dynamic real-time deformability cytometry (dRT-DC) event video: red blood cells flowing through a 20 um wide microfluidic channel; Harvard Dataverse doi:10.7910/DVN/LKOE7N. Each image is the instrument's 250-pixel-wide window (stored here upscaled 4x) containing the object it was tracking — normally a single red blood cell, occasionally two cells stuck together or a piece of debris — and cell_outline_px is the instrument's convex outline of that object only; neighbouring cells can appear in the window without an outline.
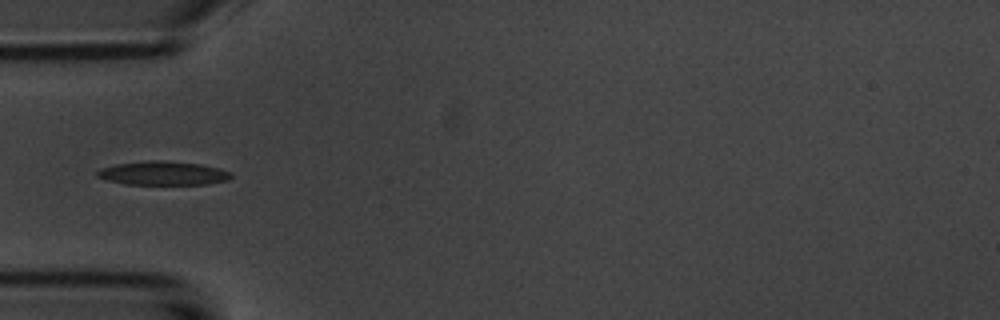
{"species": "common noctule bat (a hibernating species)", "species_latin": "Nyctalus noctula", "temperature_condition": "room temperature", "stored_images_in_passage": 6, "camera_frame_rate_fps": 3000, "um_per_image_px": 0.085, "animal": {"sex": "male", "body_mass_g": 20.1, "forearm_length_mm": 53.5}, "frame": {"image": 1, "passage_image": 6, "time_ms": 5.667, "image_size_px": [1000, 320], "cell_outline_px": [[232, 176], [228, 180], [208, 184], [124, 184], [108, 180], [96, 176], [96, 172], [100, 168], [116, 164], [148, 160], [164, 160], [200, 164], [220, 168], [228, 172]], "centroid_in_image_um": [13.84, 14.71], "position_along_channel_um": 71.2, "area_um2": 18.55}}